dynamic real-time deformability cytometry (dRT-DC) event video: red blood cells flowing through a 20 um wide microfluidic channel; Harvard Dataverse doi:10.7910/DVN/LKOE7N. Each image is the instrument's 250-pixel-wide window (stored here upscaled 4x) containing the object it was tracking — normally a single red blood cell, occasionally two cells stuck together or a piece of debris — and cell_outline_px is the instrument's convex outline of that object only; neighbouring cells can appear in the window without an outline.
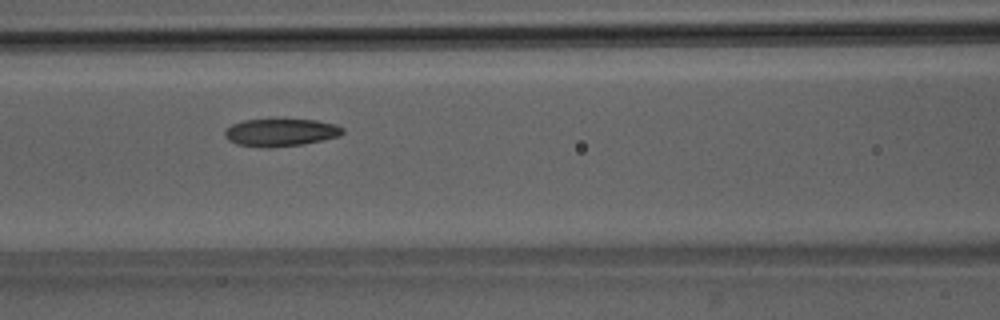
{"species": "Egyptian fruit bat (a non-hibernating species)", "species_latin": "Rousettus aegyptiacus", "temperature_condition": "room temperature", "stored_images_in_passage": 11, "camera_frame_rate_fps": 3000, "um_per_image_px": 0.085, "animal": {"sex": "male"}, "frame": {"image": 1, "passage_image": 7, "time_ms": 8.0, "image_size_px": [1000, 320], "cell_outline_px": [[344, 132], [340, 136], [324, 140], [304, 144], [268, 148], [236, 144], [228, 140], [224, 136], [224, 132], [232, 124], [244, 120], [316, 120], [336, 124], [344, 128]], "centroid_in_image_um": [23.89, 11.27], "position_along_channel_um": 142.7, "area_um2": 18.96}}